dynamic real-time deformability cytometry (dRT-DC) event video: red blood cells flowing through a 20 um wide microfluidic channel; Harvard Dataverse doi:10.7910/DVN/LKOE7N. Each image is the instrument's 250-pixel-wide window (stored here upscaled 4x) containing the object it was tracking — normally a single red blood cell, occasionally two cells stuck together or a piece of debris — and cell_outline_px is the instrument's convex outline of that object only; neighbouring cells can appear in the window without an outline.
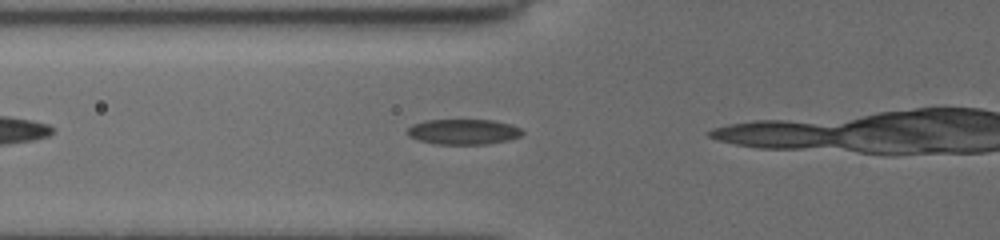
{"species": "common noctule bat (a hibernating species)", "species_latin": "Nyctalus noctula", "temperature_condition": "cold", "stored_images_in_passage": 7, "camera_frame_rate_fps": 3000, "um_per_image_px": 0.085, "animal": {"sex": "female", "body_mass_g": 19.5, "forearm_length_mm": 54.1}, "frame": {"image": 1, "passage_image": 5, "time_ms": 1.333, "image_size_px": [1000, 240], "cell_outline_px": [[520, 132], [512, 136], [492, 140], [432, 140], [416, 136], [412, 132], [412, 128], [420, 124], [440, 120], [476, 120], [500, 124], [516, 128]], "centroid_in_image_um": [39.38, 11.09], "position_along_channel_um": 86.4, "area_um2": 12.6}}